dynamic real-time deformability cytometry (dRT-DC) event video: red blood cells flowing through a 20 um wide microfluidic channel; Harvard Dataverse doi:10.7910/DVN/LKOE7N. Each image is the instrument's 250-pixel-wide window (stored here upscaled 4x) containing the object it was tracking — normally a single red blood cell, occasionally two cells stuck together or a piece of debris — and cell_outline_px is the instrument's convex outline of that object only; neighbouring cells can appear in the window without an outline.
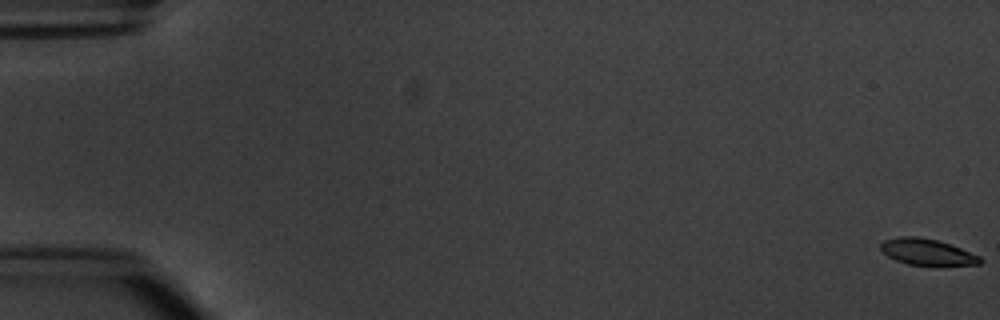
{"species": "common noctule bat (a hibernating species)", "species_latin": "Nyctalus noctula", "temperature_condition": "warm", "stored_images_in_passage": 6, "camera_frame_rate_fps": 3000, "um_per_image_px": 0.085, "animal": {"sex": "male", "body_mass_g": 20.1, "forearm_length_mm": 53.5}, "frame": {"image": 1, "passage_image": 1, "time_ms": 0.0, "image_size_px": [1000, 320], "cell_outline_px": [[984, 260], [980, 264], [908, 264], [896, 260], [888, 256], [880, 248], [880, 244], [884, 240], [900, 236], [916, 236], [936, 240], [960, 248], [980, 256]], "centroid_in_image_um": [78.78, 21.4], "position_along_channel_um": 6.2, "area_um2": 14.74}}